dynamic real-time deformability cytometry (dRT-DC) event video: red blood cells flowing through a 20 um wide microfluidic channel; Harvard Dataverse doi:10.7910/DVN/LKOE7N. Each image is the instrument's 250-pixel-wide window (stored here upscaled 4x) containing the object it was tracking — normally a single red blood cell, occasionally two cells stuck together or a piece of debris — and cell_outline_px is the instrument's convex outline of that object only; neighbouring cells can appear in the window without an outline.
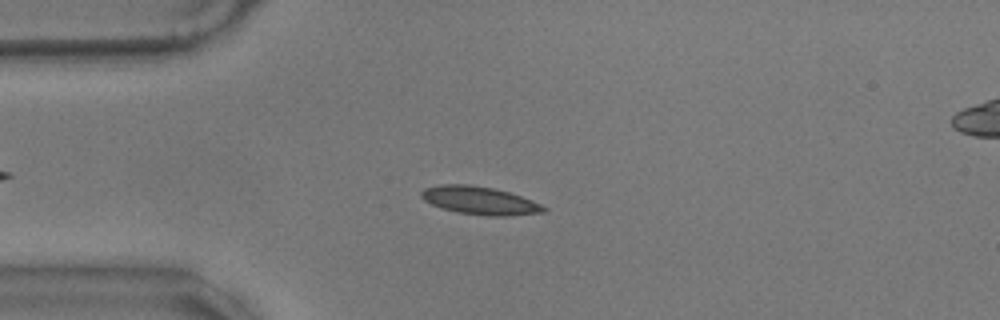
{"species": "common noctule bat (a hibernating species)", "species_latin": "Nyctalus noctula", "temperature_condition": "warm", "stored_images_in_passage": 56, "camera_frame_rate_fps": 3000, "um_per_image_px": 0.085, "animal": {"sex": "male", "body_mass_g": 17.9}, "frame": {"image": 1, "passage_image": 13, "time_ms": 4.0, "image_size_px": [1000, 320], "cell_outline_px": [[548, 208], [544, 212], [508, 216], [488, 216], [456, 212], [440, 208], [424, 200], [420, 196], [420, 192], [424, 188], [440, 184], [468, 184], [492, 188], [508, 192], [532, 200]], "centroid_in_image_um": [40.74, 17.05], "position_along_channel_um": 44.3, "area_um2": 20.0}}
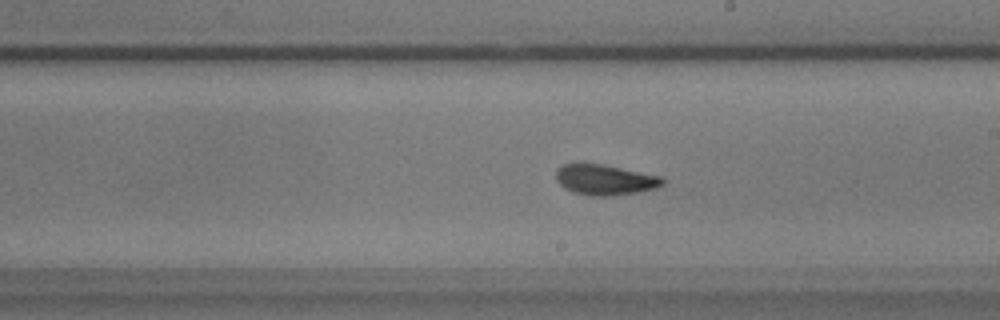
{"frame": {"image": 2, "passage_image": 31, "time_ms": 10.0, "image_size_px": [1000, 320], "cell_outline_px": [[664, 184], [656, 188], [636, 192], [608, 196], [588, 196], [572, 192], [564, 188], [556, 180], [556, 168], [564, 164], [580, 160], [660, 176], [664, 180]], "centroid_in_image_um": [51.33, 15.25], "position_along_channel_um": 237.7, "area_um2": 19.25}}
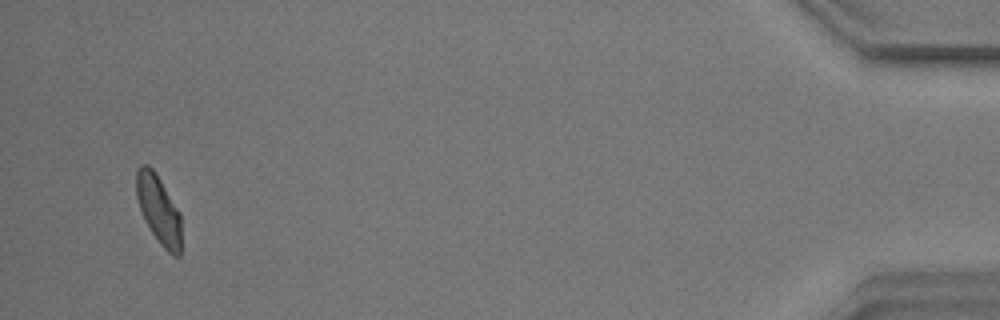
{"frame": {"image": 3, "passage_image": 54, "time_ms": 17.667, "image_size_px": [1000, 320], "cell_outline_px": [[180, 256], [172, 256], [160, 244], [152, 232], [140, 208], [136, 196], [136, 172], [140, 164], [148, 164], [152, 168], [160, 180], [180, 212]], "centroid_in_image_um": [13.48, 17.8], "position_along_channel_um": 421.7, "area_um2": 17.63}, "authors_computed_cell_mechanics": {"area_um2": 18.5827, "velocity_mm_per_s": 3.4843, "shape_relaxation_time_tau1_ms": null, "shape_relaxation_time_tau2_ms": 1.6943, "deformation_change_tau1": null, "deformation_change_tau2": 0.0724}}